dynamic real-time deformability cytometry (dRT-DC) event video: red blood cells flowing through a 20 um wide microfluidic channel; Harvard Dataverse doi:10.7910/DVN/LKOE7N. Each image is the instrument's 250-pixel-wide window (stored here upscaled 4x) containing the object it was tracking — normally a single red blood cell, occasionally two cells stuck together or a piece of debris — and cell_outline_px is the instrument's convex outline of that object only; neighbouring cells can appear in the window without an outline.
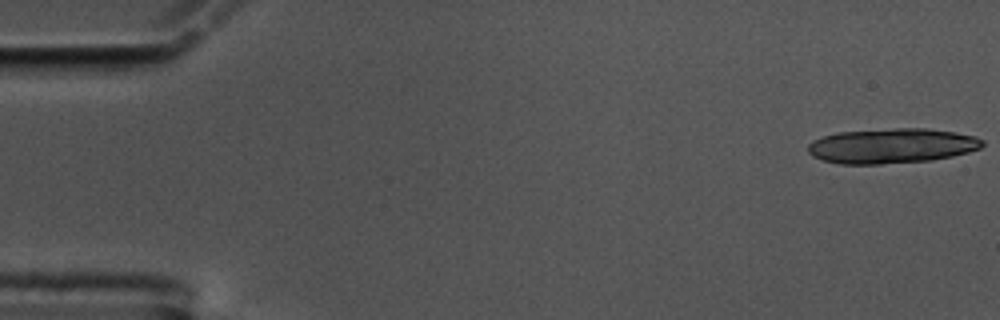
{"species": "common noctule bat (a hibernating species)", "species_latin": "Nyctalus noctula", "temperature_condition": "cold", "stored_images_in_passage": 19, "camera_frame_rate_fps": 3000, "um_per_image_px": 0.085, "animal": {"sex": "male", "body_mass_g": 17.5, "forearm_length_mm": 52.3}, "frame": {"image": 1, "passage_image": 1, "time_ms": 0.0, "image_size_px": [1000, 320], "cell_outline_px": [[984, 144], [980, 148], [968, 152], [952, 156], [932, 160], [880, 164], [840, 164], [824, 160], [812, 156], [808, 152], [808, 144], [824, 136], [840, 132], [896, 128], [924, 128], [952, 132], [976, 136], [984, 140]], "centroid_in_image_um": [75.82, 12.4], "position_along_channel_um": 9.2, "area_um2": 35.32}}